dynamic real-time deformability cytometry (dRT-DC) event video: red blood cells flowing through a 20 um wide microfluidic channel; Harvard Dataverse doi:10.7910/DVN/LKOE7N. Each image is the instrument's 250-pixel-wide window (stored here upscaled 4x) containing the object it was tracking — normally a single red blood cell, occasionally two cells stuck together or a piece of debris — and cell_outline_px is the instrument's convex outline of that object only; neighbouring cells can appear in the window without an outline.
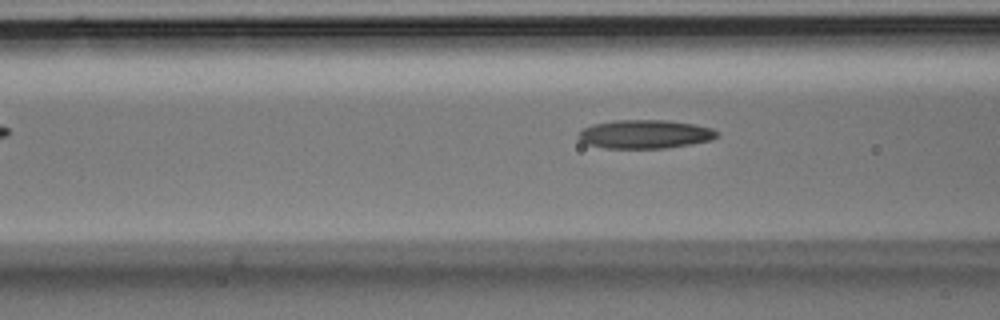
{"species": "Egyptian fruit bat (a non-hibernating species)", "species_latin": "Rousettus aegyptiacus", "temperature_condition": "room temperature", "stored_images_in_passage": 5, "camera_frame_rate_fps": 3000, "um_per_image_px": 0.085, "animal": {"sex": "male"}, "frame": {"image": 1, "passage_image": 5, "time_ms": 1.333, "image_size_px": [1000, 320], "cell_outline_px": [[720, 136], [712, 140], [692, 144], [664, 148], [604, 148], [588, 144], [580, 140], [576, 136], [584, 128], [592, 124], [616, 120], [668, 120], [692, 124], [712, 128], [720, 132]], "centroid_in_image_um": [54.86, 11.4], "position_along_channel_um": 111.7, "area_um2": 23.24}}